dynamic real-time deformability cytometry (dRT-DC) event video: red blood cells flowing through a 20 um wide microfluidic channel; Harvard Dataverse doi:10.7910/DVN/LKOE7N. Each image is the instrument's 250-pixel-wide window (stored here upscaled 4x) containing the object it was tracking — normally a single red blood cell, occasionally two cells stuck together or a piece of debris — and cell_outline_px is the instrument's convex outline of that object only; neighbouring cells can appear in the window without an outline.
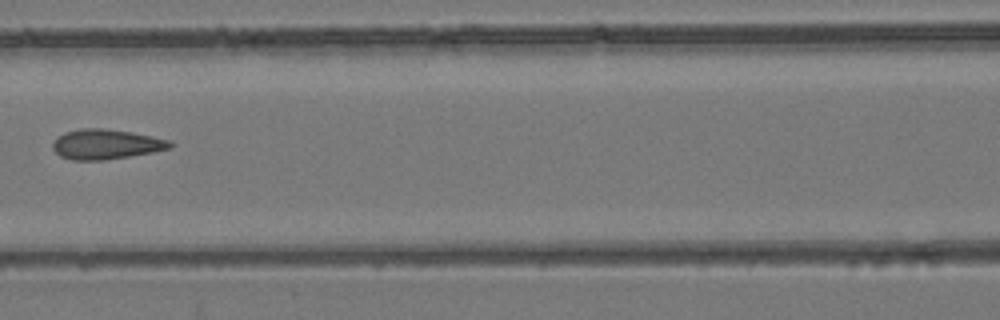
{"species": "common noctule bat (a hibernating species)", "species_latin": "Nyctalus noctula", "temperature_condition": "room temperature", "stored_images_in_passage": 3, "camera_frame_rate_fps": 3000, "um_per_image_px": 0.085, "animal": {"sex": "female", "body_mass_g": 24.6, "forearm_length_mm": 56.2}, "frame": {"image": 1, "passage_image": 3, "time_ms": 2.333, "image_size_px": [1000, 320], "cell_outline_px": [[172, 148], [152, 152], [104, 160], [72, 160], [60, 156], [52, 148], [52, 144], [64, 132], [80, 128], [104, 128], [132, 132], [172, 140]], "centroid_in_image_um": [9.03, 12.25], "position_along_channel_um": 157.6, "area_um2": 20.46}}